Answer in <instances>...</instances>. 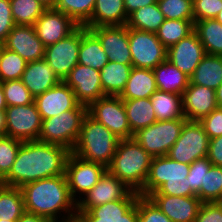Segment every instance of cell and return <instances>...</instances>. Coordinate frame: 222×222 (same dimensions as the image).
Returning <instances> with one entry per match:
<instances>
[{
  "mask_svg": "<svg viewBox=\"0 0 222 222\" xmlns=\"http://www.w3.org/2000/svg\"><path fill=\"white\" fill-rule=\"evenodd\" d=\"M70 153L62 146L38 140L22 142L9 174L0 183L21 188L40 179L65 175Z\"/></svg>",
  "mask_w": 222,
  "mask_h": 222,
  "instance_id": "obj_1",
  "label": "cell"
},
{
  "mask_svg": "<svg viewBox=\"0 0 222 222\" xmlns=\"http://www.w3.org/2000/svg\"><path fill=\"white\" fill-rule=\"evenodd\" d=\"M21 190L26 212L43 216L53 222H62L77 214V202L71 197L65 175L28 183L22 186Z\"/></svg>",
  "mask_w": 222,
  "mask_h": 222,
  "instance_id": "obj_2",
  "label": "cell"
},
{
  "mask_svg": "<svg viewBox=\"0 0 222 222\" xmlns=\"http://www.w3.org/2000/svg\"><path fill=\"white\" fill-rule=\"evenodd\" d=\"M189 164L179 163L168 156L152 157L149 174L140 196L171 195L197 196L191 189L187 176Z\"/></svg>",
  "mask_w": 222,
  "mask_h": 222,
  "instance_id": "obj_3",
  "label": "cell"
},
{
  "mask_svg": "<svg viewBox=\"0 0 222 222\" xmlns=\"http://www.w3.org/2000/svg\"><path fill=\"white\" fill-rule=\"evenodd\" d=\"M152 157L133 138L121 139L107 170L133 191L139 192L149 174Z\"/></svg>",
  "mask_w": 222,
  "mask_h": 222,
  "instance_id": "obj_4",
  "label": "cell"
},
{
  "mask_svg": "<svg viewBox=\"0 0 222 222\" xmlns=\"http://www.w3.org/2000/svg\"><path fill=\"white\" fill-rule=\"evenodd\" d=\"M119 140L109 129L87 114L71 153L85 161L99 163L107 168L112 162Z\"/></svg>",
  "mask_w": 222,
  "mask_h": 222,
  "instance_id": "obj_5",
  "label": "cell"
},
{
  "mask_svg": "<svg viewBox=\"0 0 222 222\" xmlns=\"http://www.w3.org/2000/svg\"><path fill=\"white\" fill-rule=\"evenodd\" d=\"M88 110H68L59 116L42 120L38 141L59 145L70 152L74 149Z\"/></svg>",
  "mask_w": 222,
  "mask_h": 222,
  "instance_id": "obj_6",
  "label": "cell"
},
{
  "mask_svg": "<svg viewBox=\"0 0 222 222\" xmlns=\"http://www.w3.org/2000/svg\"><path fill=\"white\" fill-rule=\"evenodd\" d=\"M186 122V119L156 121L150 126L134 133L133 139H135L151 157L165 156L178 140Z\"/></svg>",
  "mask_w": 222,
  "mask_h": 222,
  "instance_id": "obj_7",
  "label": "cell"
},
{
  "mask_svg": "<svg viewBox=\"0 0 222 222\" xmlns=\"http://www.w3.org/2000/svg\"><path fill=\"white\" fill-rule=\"evenodd\" d=\"M209 138L198 121H187L181 135L166 156L179 163L191 165L208 155Z\"/></svg>",
  "mask_w": 222,
  "mask_h": 222,
  "instance_id": "obj_8",
  "label": "cell"
},
{
  "mask_svg": "<svg viewBox=\"0 0 222 222\" xmlns=\"http://www.w3.org/2000/svg\"><path fill=\"white\" fill-rule=\"evenodd\" d=\"M88 114L109 129L118 139L133 138L123 99L105 95L88 107Z\"/></svg>",
  "mask_w": 222,
  "mask_h": 222,
  "instance_id": "obj_9",
  "label": "cell"
},
{
  "mask_svg": "<svg viewBox=\"0 0 222 222\" xmlns=\"http://www.w3.org/2000/svg\"><path fill=\"white\" fill-rule=\"evenodd\" d=\"M128 40L133 67L153 70L167 59V48L156 33L128 28Z\"/></svg>",
  "mask_w": 222,
  "mask_h": 222,
  "instance_id": "obj_10",
  "label": "cell"
},
{
  "mask_svg": "<svg viewBox=\"0 0 222 222\" xmlns=\"http://www.w3.org/2000/svg\"><path fill=\"white\" fill-rule=\"evenodd\" d=\"M106 170L102 164L85 161L70 153L65 165V176L71 197L78 203Z\"/></svg>",
  "mask_w": 222,
  "mask_h": 222,
  "instance_id": "obj_11",
  "label": "cell"
},
{
  "mask_svg": "<svg viewBox=\"0 0 222 222\" xmlns=\"http://www.w3.org/2000/svg\"><path fill=\"white\" fill-rule=\"evenodd\" d=\"M5 116L7 136L22 142L38 140L42 118L35 102L23 106H7Z\"/></svg>",
  "mask_w": 222,
  "mask_h": 222,
  "instance_id": "obj_12",
  "label": "cell"
},
{
  "mask_svg": "<svg viewBox=\"0 0 222 222\" xmlns=\"http://www.w3.org/2000/svg\"><path fill=\"white\" fill-rule=\"evenodd\" d=\"M80 26L69 36L45 47L44 59L61 81L78 64Z\"/></svg>",
  "mask_w": 222,
  "mask_h": 222,
  "instance_id": "obj_13",
  "label": "cell"
},
{
  "mask_svg": "<svg viewBox=\"0 0 222 222\" xmlns=\"http://www.w3.org/2000/svg\"><path fill=\"white\" fill-rule=\"evenodd\" d=\"M64 82L73 90L78 103L86 107L105 96L101 86L100 71L91 67L77 64Z\"/></svg>",
  "mask_w": 222,
  "mask_h": 222,
  "instance_id": "obj_14",
  "label": "cell"
},
{
  "mask_svg": "<svg viewBox=\"0 0 222 222\" xmlns=\"http://www.w3.org/2000/svg\"><path fill=\"white\" fill-rule=\"evenodd\" d=\"M34 102L42 120L68 110H88V107L78 103L75 93L64 81L36 96Z\"/></svg>",
  "mask_w": 222,
  "mask_h": 222,
  "instance_id": "obj_15",
  "label": "cell"
},
{
  "mask_svg": "<svg viewBox=\"0 0 222 222\" xmlns=\"http://www.w3.org/2000/svg\"><path fill=\"white\" fill-rule=\"evenodd\" d=\"M131 191L124 182L106 170L91 190L78 201L77 211H89L107 202L124 199Z\"/></svg>",
  "mask_w": 222,
  "mask_h": 222,
  "instance_id": "obj_16",
  "label": "cell"
},
{
  "mask_svg": "<svg viewBox=\"0 0 222 222\" xmlns=\"http://www.w3.org/2000/svg\"><path fill=\"white\" fill-rule=\"evenodd\" d=\"M33 26L45 47L66 38L79 27L71 17L56 9H46Z\"/></svg>",
  "mask_w": 222,
  "mask_h": 222,
  "instance_id": "obj_17",
  "label": "cell"
},
{
  "mask_svg": "<svg viewBox=\"0 0 222 222\" xmlns=\"http://www.w3.org/2000/svg\"><path fill=\"white\" fill-rule=\"evenodd\" d=\"M88 29L99 38L109 61L132 64L126 25L98 26Z\"/></svg>",
  "mask_w": 222,
  "mask_h": 222,
  "instance_id": "obj_18",
  "label": "cell"
},
{
  "mask_svg": "<svg viewBox=\"0 0 222 222\" xmlns=\"http://www.w3.org/2000/svg\"><path fill=\"white\" fill-rule=\"evenodd\" d=\"M205 55L203 44L195 32L167 49V60L189 77Z\"/></svg>",
  "mask_w": 222,
  "mask_h": 222,
  "instance_id": "obj_19",
  "label": "cell"
},
{
  "mask_svg": "<svg viewBox=\"0 0 222 222\" xmlns=\"http://www.w3.org/2000/svg\"><path fill=\"white\" fill-rule=\"evenodd\" d=\"M4 47L16 52L27 62L41 60L45 55V46L31 25H15L8 34Z\"/></svg>",
  "mask_w": 222,
  "mask_h": 222,
  "instance_id": "obj_20",
  "label": "cell"
},
{
  "mask_svg": "<svg viewBox=\"0 0 222 222\" xmlns=\"http://www.w3.org/2000/svg\"><path fill=\"white\" fill-rule=\"evenodd\" d=\"M215 90L189 83L182 94V109L187 121H200L216 109Z\"/></svg>",
  "mask_w": 222,
  "mask_h": 222,
  "instance_id": "obj_21",
  "label": "cell"
},
{
  "mask_svg": "<svg viewBox=\"0 0 222 222\" xmlns=\"http://www.w3.org/2000/svg\"><path fill=\"white\" fill-rule=\"evenodd\" d=\"M172 222H194L202 202L197 196L149 195Z\"/></svg>",
  "mask_w": 222,
  "mask_h": 222,
  "instance_id": "obj_22",
  "label": "cell"
},
{
  "mask_svg": "<svg viewBox=\"0 0 222 222\" xmlns=\"http://www.w3.org/2000/svg\"><path fill=\"white\" fill-rule=\"evenodd\" d=\"M20 80L34 98L61 82L44 58L28 62Z\"/></svg>",
  "mask_w": 222,
  "mask_h": 222,
  "instance_id": "obj_23",
  "label": "cell"
},
{
  "mask_svg": "<svg viewBox=\"0 0 222 222\" xmlns=\"http://www.w3.org/2000/svg\"><path fill=\"white\" fill-rule=\"evenodd\" d=\"M139 196L138 192L132 190L124 199L107 202L89 211H77V214L86 222H120L122 216L136 204Z\"/></svg>",
  "mask_w": 222,
  "mask_h": 222,
  "instance_id": "obj_24",
  "label": "cell"
},
{
  "mask_svg": "<svg viewBox=\"0 0 222 222\" xmlns=\"http://www.w3.org/2000/svg\"><path fill=\"white\" fill-rule=\"evenodd\" d=\"M128 17L123 0H96L91 18L83 26L126 25Z\"/></svg>",
  "mask_w": 222,
  "mask_h": 222,
  "instance_id": "obj_25",
  "label": "cell"
},
{
  "mask_svg": "<svg viewBox=\"0 0 222 222\" xmlns=\"http://www.w3.org/2000/svg\"><path fill=\"white\" fill-rule=\"evenodd\" d=\"M109 62L99 38L85 26H80L78 64L101 70Z\"/></svg>",
  "mask_w": 222,
  "mask_h": 222,
  "instance_id": "obj_26",
  "label": "cell"
},
{
  "mask_svg": "<svg viewBox=\"0 0 222 222\" xmlns=\"http://www.w3.org/2000/svg\"><path fill=\"white\" fill-rule=\"evenodd\" d=\"M156 90L153 70L133 67L120 98L123 100L150 98Z\"/></svg>",
  "mask_w": 222,
  "mask_h": 222,
  "instance_id": "obj_27",
  "label": "cell"
},
{
  "mask_svg": "<svg viewBox=\"0 0 222 222\" xmlns=\"http://www.w3.org/2000/svg\"><path fill=\"white\" fill-rule=\"evenodd\" d=\"M153 72L157 89L160 91L182 95L190 83V77L167 59L157 65Z\"/></svg>",
  "mask_w": 222,
  "mask_h": 222,
  "instance_id": "obj_28",
  "label": "cell"
},
{
  "mask_svg": "<svg viewBox=\"0 0 222 222\" xmlns=\"http://www.w3.org/2000/svg\"><path fill=\"white\" fill-rule=\"evenodd\" d=\"M132 64L109 61L100 70L101 86L104 95L120 96L126 87Z\"/></svg>",
  "mask_w": 222,
  "mask_h": 222,
  "instance_id": "obj_29",
  "label": "cell"
},
{
  "mask_svg": "<svg viewBox=\"0 0 222 222\" xmlns=\"http://www.w3.org/2000/svg\"><path fill=\"white\" fill-rule=\"evenodd\" d=\"M190 83L216 90L222 83V56L206 54L190 77Z\"/></svg>",
  "mask_w": 222,
  "mask_h": 222,
  "instance_id": "obj_30",
  "label": "cell"
},
{
  "mask_svg": "<svg viewBox=\"0 0 222 222\" xmlns=\"http://www.w3.org/2000/svg\"><path fill=\"white\" fill-rule=\"evenodd\" d=\"M132 134L157 121L150 98L123 100Z\"/></svg>",
  "mask_w": 222,
  "mask_h": 222,
  "instance_id": "obj_31",
  "label": "cell"
},
{
  "mask_svg": "<svg viewBox=\"0 0 222 222\" xmlns=\"http://www.w3.org/2000/svg\"><path fill=\"white\" fill-rule=\"evenodd\" d=\"M157 121L185 119L182 95L156 90L150 97Z\"/></svg>",
  "mask_w": 222,
  "mask_h": 222,
  "instance_id": "obj_32",
  "label": "cell"
},
{
  "mask_svg": "<svg viewBox=\"0 0 222 222\" xmlns=\"http://www.w3.org/2000/svg\"><path fill=\"white\" fill-rule=\"evenodd\" d=\"M194 32L206 54L222 56V24L215 18L194 22Z\"/></svg>",
  "mask_w": 222,
  "mask_h": 222,
  "instance_id": "obj_33",
  "label": "cell"
},
{
  "mask_svg": "<svg viewBox=\"0 0 222 222\" xmlns=\"http://www.w3.org/2000/svg\"><path fill=\"white\" fill-rule=\"evenodd\" d=\"M25 213L21 188L0 183V220H18Z\"/></svg>",
  "mask_w": 222,
  "mask_h": 222,
  "instance_id": "obj_34",
  "label": "cell"
},
{
  "mask_svg": "<svg viewBox=\"0 0 222 222\" xmlns=\"http://www.w3.org/2000/svg\"><path fill=\"white\" fill-rule=\"evenodd\" d=\"M165 17L160 11L158 3L141 7L128 17V28L156 33L163 24Z\"/></svg>",
  "mask_w": 222,
  "mask_h": 222,
  "instance_id": "obj_35",
  "label": "cell"
},
{
  "mask_svg": "<svg viewBox=\"0 0 222 222\" xmlns=\"http://www.w3.org/2000/svg\"><path fill=\"white\" fill-rule=\"evenodd\" d=\"M194 32V21L165 19L156 32L157 38L168 49Z\"/></svg>",
  "mask_w": 222,
  "mask_h": 222,
  "instance_id": "obj_36",
  "label": "cell"
},
{
  "mask_svg": "<svg viewBox=\"0 0 222 222\" xmlns=\"http://www.w3.org/2000/svg\"><path fill=\"white\" fill-rule=\"evenodd\" d=\"M15 25H31L43 14L46 8L38 0H10Z\"/></svg>",
  "mask_w": 222,
  "mask_h": 222,
  "instance_id": "obj_37",
  "label": "cell"
},
{
  "mask_svg": "<svg viewBox=\"0 0 222 222\" xmlns=\"http://www.w3.org/2000/svg\"><path fill=\"white\" fill-rule=\"evenodd\" d=\"M27 63L19 54L3 47L0 53V82L21 79Z\"/></svg>",
  "mask_w": 222,
  "mask_h": 222,
  "instance_id": "obj_38",
  "label": "cell"
},
{
  "mask_svg": "<svg viewBox=\"0 0 222 222\" xmlns=\"http://www.w3.org/2000/svg\"><path fill=\"white\" fill-rule=\"evenodd\" d=\"M96 0H58L54 9L83 26L92 16Z\"/></svg>",
  "mask_w": 222,
  "mask_h": 222,
  "instance_id": "obj_39",
  "label": "cell"
},
{
  "mask_svg": "<svg viewBox=\"0 0 222 222\" xmlns=\"http://www.w3.org/2000/svg\"><path fill=\"white\" fill-rule=\"evenodd\" d=\"M197 197L202 203L222 201V167L212 165L205 172L204 184H202Z\"/></svg>",
  "mask_w": 222,
  "mask_h": 222,
  "instance_id": "obj_40",
  "label": "cell"
},
{
  "mask_svg": "<svg viewBox=\"0 0 222 222\" xmlns=\"http://www.w3.org/2000/svg\"><path fill=\"white\" fill-rule=\"evenodd\" d=\"M7 106H23L34 102V96L20 80L0 82Z\"/></svg>",
  "mask_w": 222,
  "mask_h": 222,
  "instance_id": "obj_41",
  "label": "cell"
},
{
  "mask_svg": "<svg viewBox=\"0 0 222 222\" xmlns=\"http://www.w3.org/2000/svg\"><path fill=\"white\" fill-rule=\"evenodd\" d=\"M165 19L194 21L193 0H157Z\"/></svg>",
  "mask_w": 222,
  "mask_h": 222,
  "instance_id": "obj_42",
  "label": "cell"
},
{
  "mask_svg": "<svg viewBox=\"0 0 222 222\" xmlns=\"http://www.w3.org/2000/svg\"><path fill=\"white\" fill-rule=\"evenodd\" d=\"M21 144L7 135L0 138V182L9 174Z\"/></svg>",
  "mask_w": 222,
  "mask_h": 222,
  "instance_id": "obj_43",
  "label": "cell"
},
{
  "mask_svg": "<svg viewBox=\"0 0 222 222\" xmlns=\"http://www.w3.org/2000/svg\"><path fill=\"white\" fill-rule=\"evenodd\" d=\"M136 204L138 222H172L149 197L139 196Z\"/></svg>",
  "mask_w": 222,
  "mask_h": 222,
  "instance_id": "obj_44",
  "label": "cell"
},
{
  "mask_svg": "<svg viewBox=\"0 0 222 222\" xmlns=\"http://www.w3.org/2000/svg\"><path fill=\"white\" fill-rule=\"evenodd\" d=\"M213 164L208 158L195 160L189 169L187 176L192 191L197 195L200 192L202 184H204L205 172H208Z\"/></svg>",
  "mask_w": 222,
  "mask_h": 222,
  "instance_id": "obj_45",
  "label": "cell"
},
{
  "mask_svg": "<svg viewBox=\"0 0 222 222\" xmlns=\"http://www.w3.org/2000/svg\"><path fill=\"white\" fill-rule=\"evenodd\" d=\"M194 22L215 18L222 10V0H193Z\"/></svg>",
  "mask_w": 222,
  "mask_h": 222,
  "instance_id": "obj_46",
  "label": "cell"
},
{
  "mask_svg": "<svg viewBox=\"0 0 222 222\" xmlns=\"http://www.w3.org/2000/svg\"><path fill=\"white\" fill-rule=\"evenodd\" d=\"M199 123L209 139L222 136V108L217 107L209 115L202 118Z\"/></svg>",
  "mask_w": 222,
  "mask_h": 222,
  "instance_id": "obj_47",
  "label": "cell"
},
{
  "mask_svg": "<svg viewBox=\"0 0 222 222\" xmlns=\"http://www.w3.org/2000/svg\"><path fill=\"white\" fill-rule=\"evenodd\" d=\"M194 222H222V203H202Z\"/></svg>",
  "mask_w": 222,
  "mask_h": 222,
  "instance_id": "obj_48",
  "label": "cell"
},
{
  "mask_svg": "<svg viewBox=\"0 0 222 222\" xmlns=\"http://www.w3.org/2000/svg\"><path fill=\"white\" fill-rule=\"evenodd\" d=\"M14 26L10 0H0V40L5 42Z\"/></svg>",
  "mask_w": 222,
  "mask_h": 222,
  "instance_id": "obj_49",
  "label": "cell"
},
{
  "mask_svg": "<svg viewBox=\"0 0 222 222\" xmlns=\"http://www.w3.org/2000/svg\"><path fill=\"white\" fill-rule=\"evenodd\" d=\"M207 158L214 166L222 167V136L209 139Z\"/></svg>",
  "mask_w": 222,
  "mask_h": 222,
  "instance_id": "obj_50",
  "label": "cell"
},
{
  "mask_svg": "<svg viewBox=\"0 0 222 222\" xmlns=\"http://www.w3.org/2000/svg\"><path fill=\"white\" fill-rule=\"evenodd\" d=\"M127 15L129 16L135 10L141 7L157 3V0H123Z\"/></svg>",
  "mask_w": 222,
  "mask_h": 222,
  "instance_id": "obj_51",
  "label": "cell"
},
{
  "mask_svg": "<svg viewBox=\"0 0 222 222\" xmlns=\"http://www.w3.org/2000/svg\"><path fill=\"white\" fill-rule=\"evenodd\" d=\"M17 222H53L43 216L26 212L17 220Z\"/></svg>",
  "mask_w": 222,
  "mask_h": 222,
  "instance_id": "obj_52",
  "label": "cell"
},
{
  "mask_svg": "<svg viewBox=\"0 0 222 222\" xmlns=\"http://www.w3.org/2000/svg\"><path fill=\"white\" fill-rule=\"evenodd\" d=\"M120 222H138L137 204L122 216Z\"/></svg>",
  "mask_w": 222,
  "mask_h": 222,
  "instance_id": "obj_53",
  "label": "cell"
},
{
  "mask_svg": "<svg viewBox=\"0 0 222 222\" xmlns=\"http://www.w3.org/2000/svg\"><path fill=\"white\" fill-rule=\"evenodd\" d=\"M6 116L5 111H0V138L6 136Z\"/></svg>",
  "mask_w": 222,
  "mask_h": 222,
  "instance_id": "obj_54",
  "label": "cell"
},
{
  "mask_svg": "<svg viewBox=\"0 0 222 222\" xmlns=\"http://www.w3.org/2000/svg\"><path fill=\"white\" fill-rule=\"evenodd\" d=\"M216 103L219 108H222V83L216 88Z\"/></svg>",
  "mask_w": 222,
  "mask_h": 222,
  "instance_id": "obj_55",
  "label": "cell"
},
{
  "mask_svg": "<svg viewBox=\"0 0 222 222\" xmlns=\"http://www.w3.org/2000/svg\"><path fill=\"white\" fill-rule=\"evenodd\" d=\"M46 9H54L58 0H38Z\"/></svg>",
  "mask_w": 222,
  "mask_h": 222,
  "instance_id": "obj_56",
  "label": "cell"
},
{
  "mask_svg": "<svg viewBox=\"0 0 222 222\" xmlns=\"http://www.w3.org/2000/svg\"><path fill=\"white\" fill-rule=\"evenodd\" d=\"M62 222H86V220L80 214H75L73 216L67 217Z\"/></svg>",
  "mask_w": 222,
  "mask_h": 222,
  "instance_id": "obj_57",
  "label": "cell"
},
{
  "mask_svg": "<svg viewBox=\"0 0 222 222\" xmlns=\"http://www.w3.org/2000/svg\"><path fill=\"white\" fill-rule=\"evenodd\" d=\"M7 108V104L5 101L4 91L2 86L0 85V111H5Z\"/></svg>",
  "mask_w": 222,
  "mask_h": 222,
  "instance_id": "obj_58",
  "label": "cell"
},
{
  "mask_svg": "<svg viewBox=\"0 0 222 222\" xmlns=\"http://www.w3.org/2000/svg\"><path fill=\"white\" fill-rule=\"evenodd\" d=\"M215 19L222 24V10L218 13V15L215 17Z\"/></svg>",
  "mask_w": 222,
  "mask_h": 222,
  "instance_id": "obj_59",
  "label": "cell"
},
{
  "mask_svg": "<svg viewBox=\"0 0 222 222\" xmlns=\"http://www.w3.org/2000/svg\"><path fill=\"white\" fill-rule=\"evenodd\" d=\"M3 47H4V42L2 40H0V53H1L2 49H3Z\"/></svg>",
  "mask_w": 222,
  "mask_h": 222,
  "instance_id": "obj_60",
  "label": "cell"
},
{
  "mask_svg": "<svg viewBox=\"0 0 222 222\" xmlns=\"http://www.w3.org/2000/svg\"><path fill=\"white\" fill-rule=\"evenodd\" d=\"M0 222H17V220H6V221L0 220Z\"/></svg>",
  "mask_w": 222,
  "mask_h": 222,
  "instance_id": "obj_61",
  "label": "cell"
}]
</instances>
